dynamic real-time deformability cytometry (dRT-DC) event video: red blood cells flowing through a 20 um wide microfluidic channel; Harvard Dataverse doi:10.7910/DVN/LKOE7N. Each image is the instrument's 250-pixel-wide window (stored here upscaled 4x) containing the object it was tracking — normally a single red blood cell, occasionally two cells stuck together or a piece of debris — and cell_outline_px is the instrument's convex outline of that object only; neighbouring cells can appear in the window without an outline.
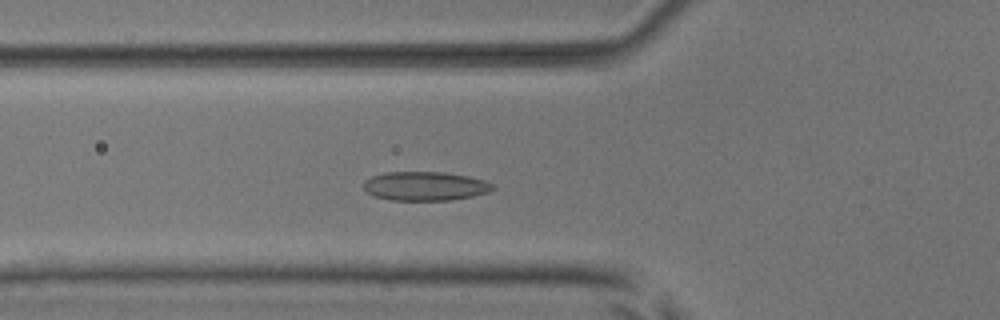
{"species": "common noctule bat (a hibernating species)", "species_latin": "Nyctalus noctula", "temperature_condition": "room temperature", "stored_images_in_passage": 46, "camera_frame_rate_fps": 3000, "um_per_image_px": 0.085, "animal": {"sex": "male", "body_mass_g": 17.9, "forearm_length_mm": 54.2}, "frame": {"image": 1, "passage_image": 12, "time_ms": 3.667, "image_size_px": [1000, 320], "cell_outline_px": [[496, 188], [488, 192], [472, 196], [452, 200], [388, 200], [376, 196], [368, 192], [364, 188], [364, 180], [372, 176], [388, 172], [444, 172], [468, 176], [484, 180], [492, 184]], "centroid_in_image_um": [36.15, 15.82], "position_along_channel_um": 89.7, "area_um2": 21.73}}
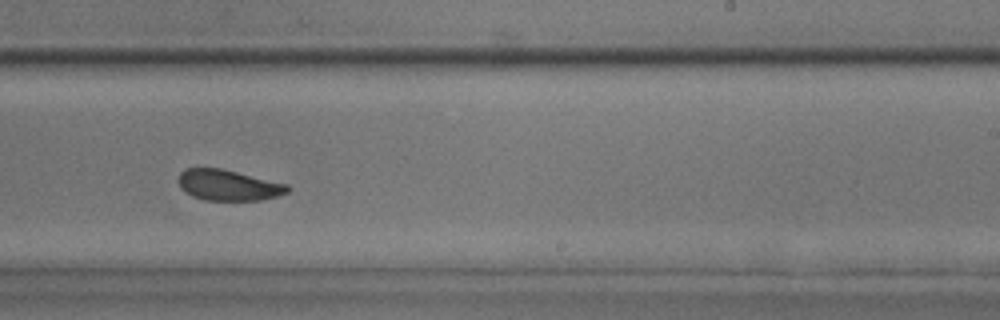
{"frame": {"image": 2, "passage_image": 26, "time_ms": 8.333, "image_size_px": [1000, 320], "cell_outline_px": [[292, 188], [288, 192], [276, 196], [260, 200], [204, 200], [192, 196], [184, 192], [180, 188], [180, 172], [184, 168], [220, 168], [288, 184]], "centroid_in_image_um": [19.41, 15.74], "position_along_channel_um": 269.6, "area_um2": 19.54}}
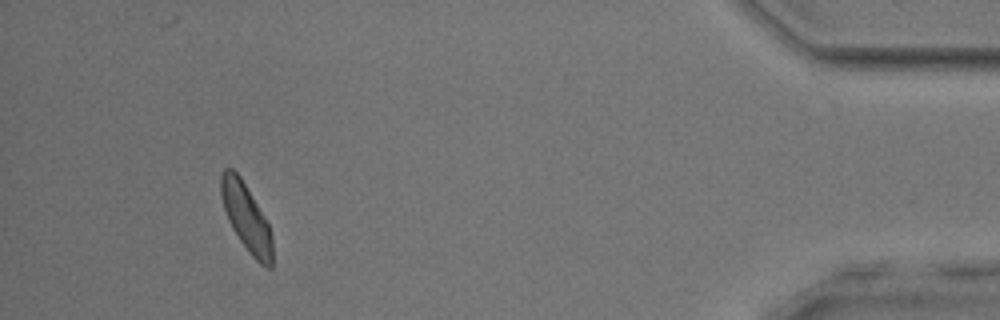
{"frame": {"image": 3, "passage_image": 42, "time_ms": 13.667, "image_size_px": [1000, 320], "cell_outline_px": [[272, 268], [268, 268], [260, 264], [252, 256], [240, 240], [232, 228], [228, 220], [220, 196], [220, 176], [224, 168], [232, 168], [240, 176], [264, 216], [268, 224], [272, 236]], "centroid_in_image_um": [20.92, 18.47], "position_along_channel_um": 414.3, "area_um2": 20.06}, "authors_computed_cell_mechanics": {"area_um2": 20.3167, "velocity_mm_per_s": 3.866, "shape_relaxation_time_tau1_ms": 2.87, "shape_relaxation_time_tau2_ms": 2.6828, "deformation_change_tau1": 0.0803, "deformation_change_tau2": 0.0806}}